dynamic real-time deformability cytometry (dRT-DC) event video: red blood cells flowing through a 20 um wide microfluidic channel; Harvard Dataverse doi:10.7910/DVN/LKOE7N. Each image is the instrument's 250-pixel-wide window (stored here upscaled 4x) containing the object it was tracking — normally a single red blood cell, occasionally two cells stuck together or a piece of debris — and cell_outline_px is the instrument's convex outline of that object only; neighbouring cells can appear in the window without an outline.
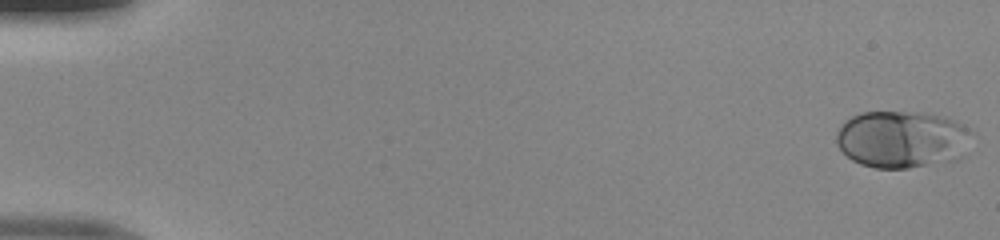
{"species": "human", "species_latin": "Homo sapiens", "temperature_condition": "room temperature", "stored_images_in_passage": 50, "camera_frame_rate_fps": 3000, "um_per_image_px": 0.085, "donor": {"sex": "male"}, "frame": {"image": 1, "passage_image": 1, "time_ms": 0.0, "image_size_px": [1000, 240], "cell_outline_px": [[972, 132], [964, 156], [960, 160], [908, 168], [876, 168], [860, 164], [852, 160], [840, 148], [836, 140], [836, 132], [840, 124], [844, 120], [860, 112], [928, 112], [944, 116], [956, 120], [964, 124]], "centroid_in_image_um": [76.71, 11.83], "position_along_channel_um": 8.3, "area_um2": 45.89}}
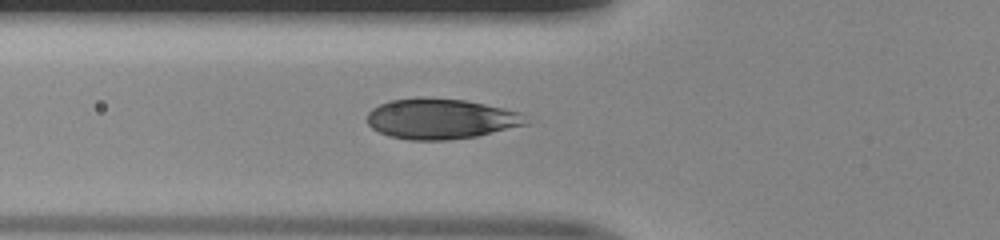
{"frame": {"image": 2, "passage_image": 19, "time_ms": 6.0, "image_size_px": [1000, 240], "cell_outline_px": [[532, 124], [476, 136], [448, 140], [408, 140], [388, 136], [372, 128], [368, 124], [368, 112], [372, 108], [388, 100], [420, 96], [424, 96], [468, 100], [504, 108], [520, 112], [532, 120]], "centroid_in_image_um": [37.52, 10.08], "position_along_channel_um": 88.3, "area_um2": 38.21}}
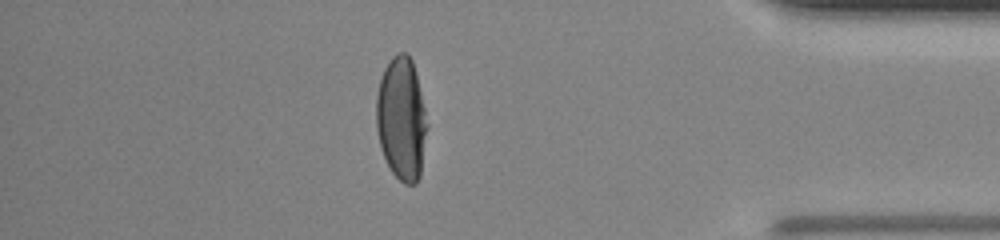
{"frame": {"image": 3, "passage_image": 44, "time_ms": 14.333, "image_size_px": [1000, 240], "cell_outline_px": [[428, 124], [420, 176], [416, 184], [404, 184], [392, 172], [380, 148], [376, 128], [376, 96], [380, 80], [384, 68], [392, 56], [396, 52], [404, 52], [412, 60]], "centroid_in_image_um": [34.11, 10.11], "position_along_channel_um": 401.1, "area_um2": 36.41}}